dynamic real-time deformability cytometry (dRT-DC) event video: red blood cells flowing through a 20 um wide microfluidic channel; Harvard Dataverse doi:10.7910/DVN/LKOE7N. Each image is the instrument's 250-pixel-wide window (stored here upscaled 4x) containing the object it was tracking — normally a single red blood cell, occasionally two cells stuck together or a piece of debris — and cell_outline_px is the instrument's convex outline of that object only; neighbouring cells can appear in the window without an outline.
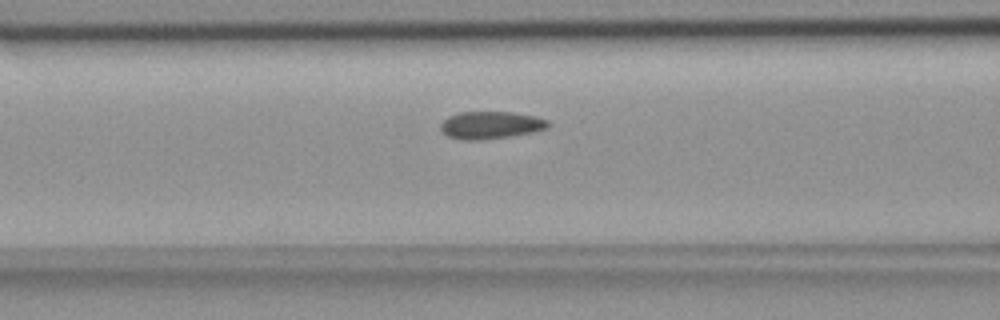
{"species": "common noctule bat (a hibernating species)", "species_latin": "Nyctalus noctula", "temperature_condition": "room temperature", "stored_images_in_passage": 41, "camera_frame_rate_fps": 3000, "um_per_image_px": 0.085, "animal": {"sex": "female", "body_mass_g": 18.4}, "frame": {"image": 1, "passage_image": 8, "time_ms": 2.333, "image_size_px": [1000, 320], "cell_outline_px": [[552, 124], [548, 128], [536, 132], [512, 136], [480, 140], [460, 140], [448, 136], [440, 128], [440, 124], [448, 116], [460, 112], [516, 112], [536, 116], [548, 120]], "centroid_in_image_um": [41.77, 10.63], "position_along_channel_um": 124.8, "area_um2": 17.51}}
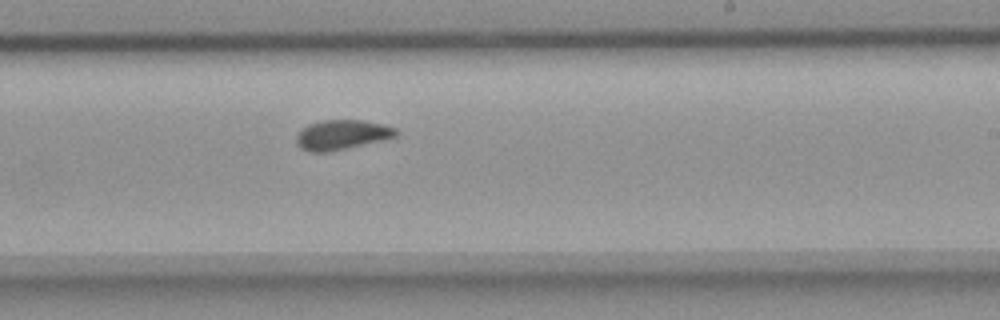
{"frame": {"image": 2, "passage_image": 19, "time_ms": 6.0, "image_size_px": [1000, 320], "cell_outline_px": [[400, 132], [396, 136], [384, 140], [328, 152], [312, 152], [300, 148], [296, 144], [296, 136], [300, 128], [308, 124], [320, 120], [360, 120], [384, 124], [396, 128]], "centroid_in_image_um": [29.04, 11.45], "position_along_channel_um": 260.0, "area_um2": 17.51}}
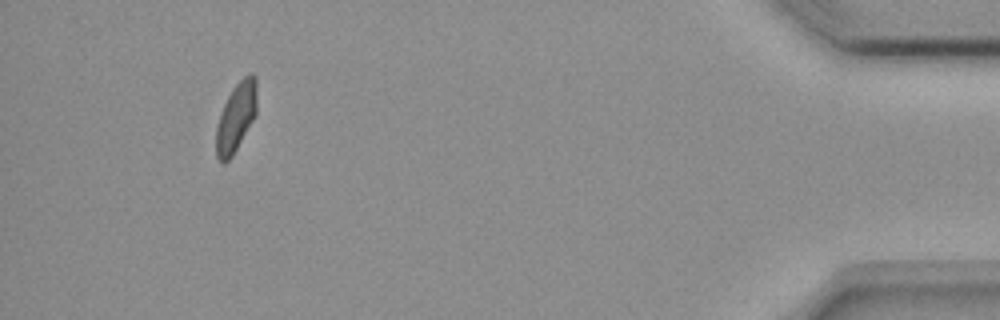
{"frame": {"image": 3, "passage_image": 37, "time_ms": 12.0, "image_size_px": [1000, 320], "cell_outline_px": [[256, 112], [252, 120], [232, 156], [224, 164], [216, 156], [216, 124], [224, 104], [232, 88], [248, 72], [252, 72], [256, 76]], "centroid_in_image_um": [20.05, 9.92], "position_along_channel_um": 415.1, "area_um2": 16.18}, "authors_computed_cell_mechanics": {"area_um2": 16.7042, "velocity_mm_per_s": 3.7011, "shape_relaxation_time_tau1_ms": 6.1727, "shape_relaxation_time_tau2_ms": 1.9036, "deformation_change_tau1": 0.1103, "deformation_change_tau2": 0.0731}}